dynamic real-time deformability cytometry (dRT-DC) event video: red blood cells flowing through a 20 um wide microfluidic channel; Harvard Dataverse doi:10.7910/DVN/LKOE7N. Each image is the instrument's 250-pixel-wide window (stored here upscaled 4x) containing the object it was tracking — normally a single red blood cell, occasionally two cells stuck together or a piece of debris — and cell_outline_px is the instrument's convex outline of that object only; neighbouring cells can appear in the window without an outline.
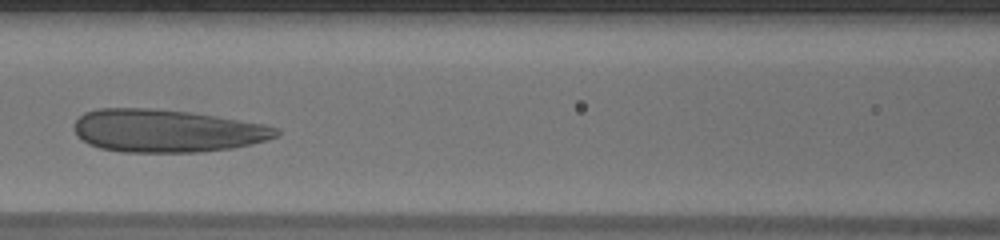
{"species": "human", "species_latin": "Homo sapiens", "temperature_condition": "warm", "stored_images_in_passage": 32, "camera_frame_rate_fps": 3000, "um_per_image_px": 0.085, "donor": {"sex": "male"}, "frame": {"image": 1, "passage_image": 12, "time_ms": 3.667, "image_size_px": [1000, 240], "cell_outline_px": [[280, 136], [252, 144], [232, 148], [200, 152], [124, 152], [100, 148], [88, 144], [76, 136], [76, 120], [84, 112], [100, 108], [148, 108], [192, 112], [264, 124], [280, 128]], "centroid_in_image_um": [14.2, 11.12], "position_along_channel_um": 152.4, "area_um2": 50.58}}
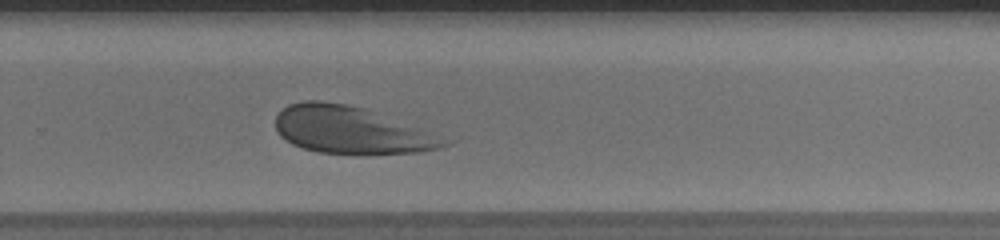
{"frame": {"image": 2, "passage_image": 23, "time_ms": 7.333, "image_size_px": [1000, 240], "cell_outline_px": [[460, 136], [456, 140], [440, 148], [416, 152], [316, 152], [292, 144], [280, 136], [276, 128], [276, 116], [280, 108], [288, 104], [304, 100], [320, 100], [348, 104], [364, 108]], "centroid_in_image_um": [30.08, 11.01], "position_along_channel_um": 299.7, "area_um2": 47.86}}
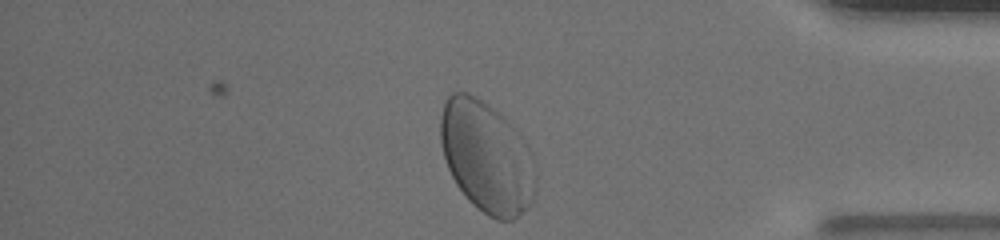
{"frame": {"image": 3, "passage_image": 32, "time_ms": 10.333, "image_size_px": [1000, 240], "cell_outline_px": [[536, 188], [532, 200], [528, 208], [512, 220], [496, 220], [488, 216], [472, 204], [468, 200], [456, 184], [448, 168], [440, 144], [440, 116], [444, 104], [448, 96], [452, 92], [468, 92], [476, 96], [500, 112], [516, 128], [532, 152], [536, 164]], "centroid_in_image_um": [41.39, 13.34], "position_along_channel_um": 393.8, "area_um2": 62.71}}